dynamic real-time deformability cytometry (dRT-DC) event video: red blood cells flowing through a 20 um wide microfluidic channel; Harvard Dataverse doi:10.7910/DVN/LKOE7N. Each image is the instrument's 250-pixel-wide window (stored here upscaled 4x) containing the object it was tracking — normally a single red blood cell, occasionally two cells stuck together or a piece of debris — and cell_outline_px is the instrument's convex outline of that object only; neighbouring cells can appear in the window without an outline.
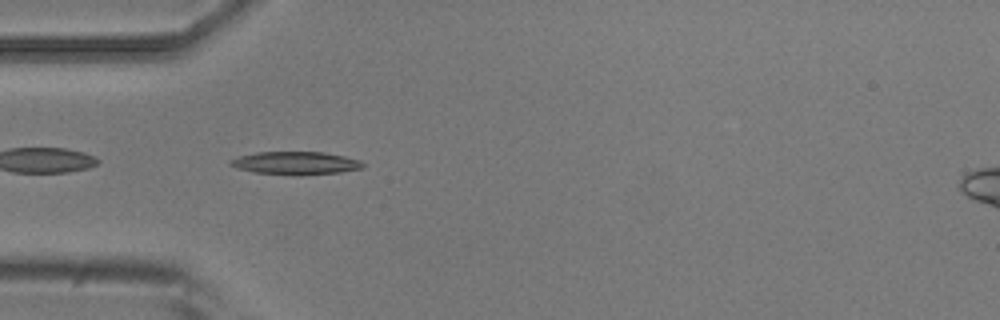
{"species": "common noctule bat (a hibernating species)", "species_latin": "Nyctalus noctula", "temperature_condition": "room temperature", "stored_images_in_passage": 4, "camera_frame_rate_fps": 3000, "um_per_image_px": 0.085, "animal": {"sex": "male", "body_mass_g": 20.5, "forearm_length_mm": 52.5}, "frame": {"image": 1, "passage_image": 1, "time_ms": 0.0, "image_size_px": [1000, 320], "cell_outline_px": [[364, 168], [340, 172], [300, 176], [256, 172], [236, 168], [228, 164], [228, 160], [240, 156], [256, 152], [324, 152], [344, 156], [360, 160], [364, 164]], "centroid_in_image_um": [25.13, 13.87], "position_along_channel_um": 59.9, "area_um2": 17.86}}
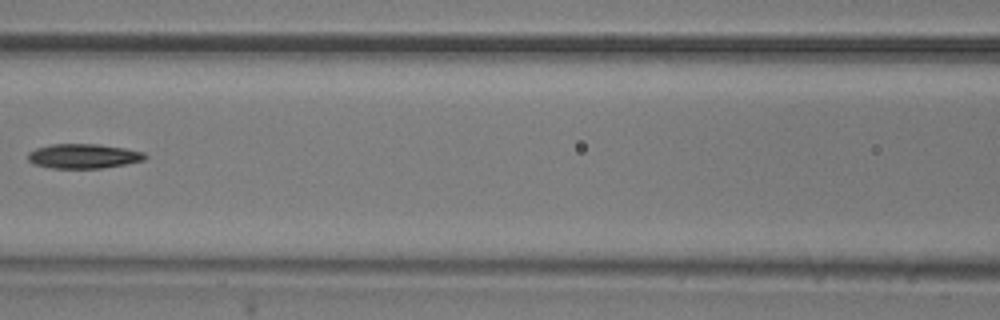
{"frame": {"image": 2, "passage_image": 3, "time_ms": 0.667, "image_size_px": [1000, 320], "cell_outline_px": [[148, 156], [144, 160], [124, 164], [100, 168], [52, 168], [32, 164], [28, 160], [28, 152], [36, 148], [52, 144], [100, 144], [124, 148], [144, 152]], "centroid_in_image_um": [7.07, 13.26], "position_along_channel_um": 159.5, "area_um2": 16.76}}
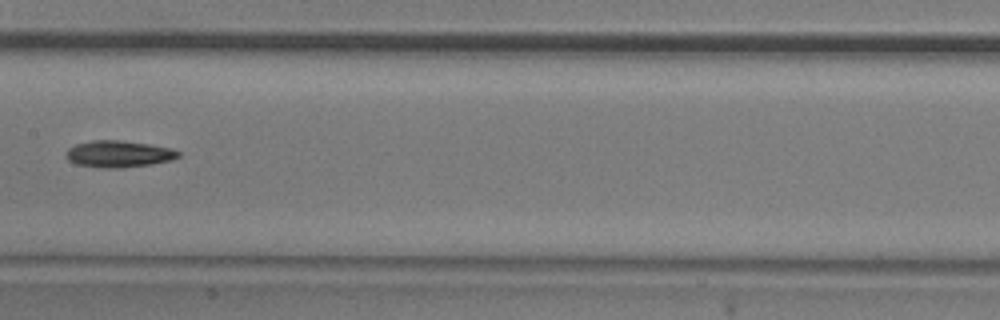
{"frame": {"image": 3, "passage_image": 4, "time_ms": 1.0, "image_size_px": [1000, 320], "cell_outline_px": [[180, 156], [172, 160], [152, 164], [120, 168], [104, 168], [76, 164], [68, 160], [64, 156], [68, 148], [76, 144], [92, 140], [120, 140], [148, 144], [172, 148], [180, 152]], "centroid_in_image_um": [10.08, 13.09], "position_along_channel_um": 197.3, "area_um2": 17.57}}